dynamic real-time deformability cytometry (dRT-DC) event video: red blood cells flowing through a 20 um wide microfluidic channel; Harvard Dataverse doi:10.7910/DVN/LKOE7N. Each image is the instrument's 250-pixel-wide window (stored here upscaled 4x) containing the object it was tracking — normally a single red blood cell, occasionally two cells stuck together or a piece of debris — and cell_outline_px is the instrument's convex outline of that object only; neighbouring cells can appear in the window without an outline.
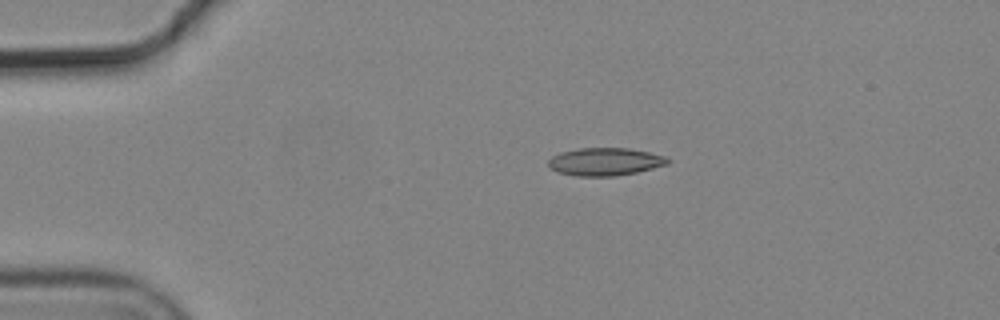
{"species": "common noctule bat (a hibernating species)", "species_latin": "Nyctalus noctula", "temperature_condition": "cold", "stored_images_in_passage": 6, "camera_frame_rate_fps": 3000, "um_per_image_px": 0.085, "animal": {"sex": "male", "body_mass_g": 19.2, "forearm_length_mm": 51.8}, "frame": {"image": 1, "passage_image": 1, "time_ms": 0.0, "image_size_px": [1000, 320], "cell_outline_px": [[672, 160], [668, 164], [636, 172], [616, 176], [576, 176], [556, 172], [548, 168], [548, 160], [552, 156], [560, 152], [580, 148], [628, 148], [668, 156]], "centroid_in_image_um": [51.42, 13.74], "position_along_channel_um": 33.6, "area_um2": 19.54}}
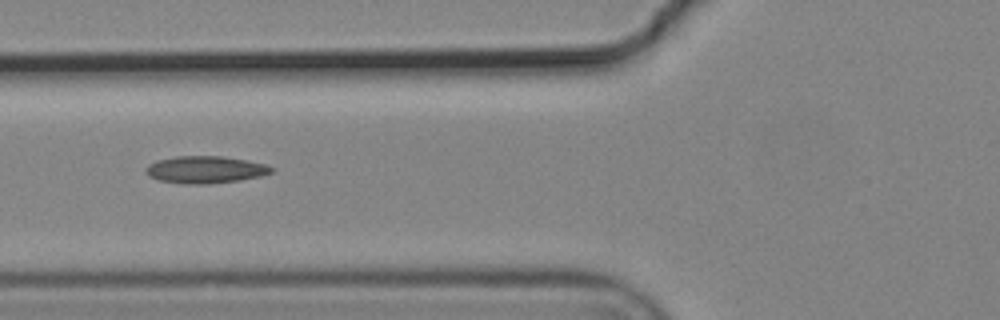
{"frame": {"image": 2, "passage_image": 4, "time_ms": 1.0, "image_size_px": [1000, 320], "cell_outline_px": [[276, 168], [272, 172], [260, 176], [240, 180], [208, 184], [184, 184], [160, 180], [148, 176], [144, 172], [144, 168], [148, 164], [156, 160], [176, 156], [224, 156], [268, 164]], "centroid_in_image_um": [17.45, 14.41], "position_along_channel_um": 108.4, "area_um2": 20.17}}
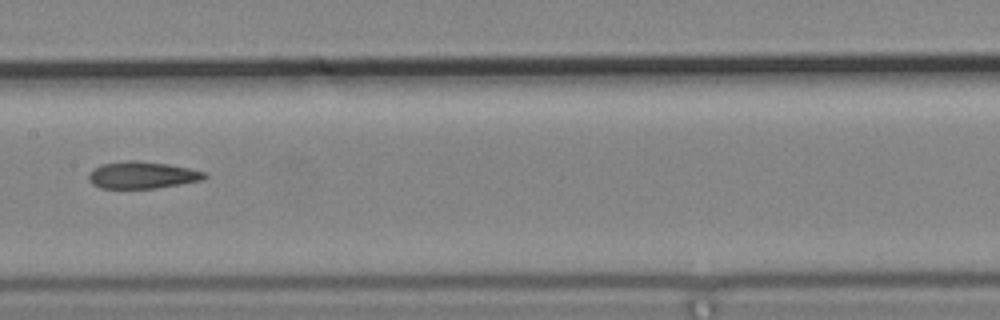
{"frame": {"image": 3, "passage_image": 6, "time_ms": 1.667, "image_size_px": [1000, 320], "cell_outline_px": [[208, 176], [200, 180], [180, 184], [156, 188], [100, 188], [92, 184], [88, 180], [88, 172], [92, 168], [100, 164], [128, 160], [136, 160], [168, 164], [188, 168], [204, 172]], "centroid_in_image_um": [12.01, 14.87], "position_along_channel_um": 195.4, "area_um2": 18.26}}